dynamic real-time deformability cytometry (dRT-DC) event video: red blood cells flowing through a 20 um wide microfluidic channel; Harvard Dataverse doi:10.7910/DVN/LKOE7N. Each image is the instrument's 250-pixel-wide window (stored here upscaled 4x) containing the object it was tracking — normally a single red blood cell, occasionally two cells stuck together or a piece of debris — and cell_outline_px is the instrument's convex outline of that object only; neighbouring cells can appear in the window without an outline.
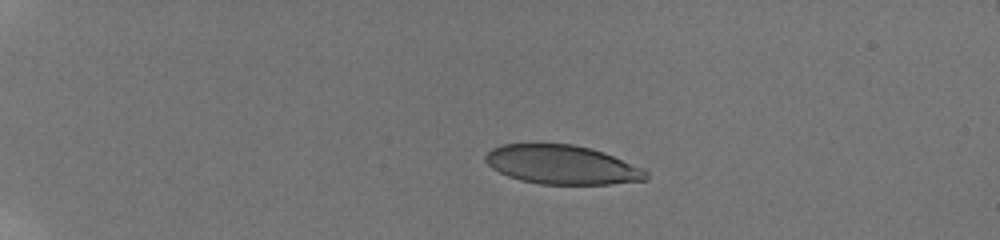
{"species": "human", "species_latin": "Homo sapiens", "temperature_condition": "room temperature", "stored_images_in_passage": 16, "camera_frame_rate_fps": 3000, "um_per_image_px": 0.085, "donor": {"sex": "male"}, "frame": {"image": 1, "passage_image": 7, "time_ms": 4.0, "image_size_px": [1000, 240], "cell_outline_px": [[648, 180], [612, 184], [540, 184], [520, 180], [508, 176], [492, 168], [484, 160], [484, 156], [492, 148], [504, 144], [572, 144], [592, 148], [604, 152], [644, 168], [648, 172]], "centroid_in_image_um": [47.8, 14.0], "position_along_channel_um": 37.2, "area_um2": 36.7}}
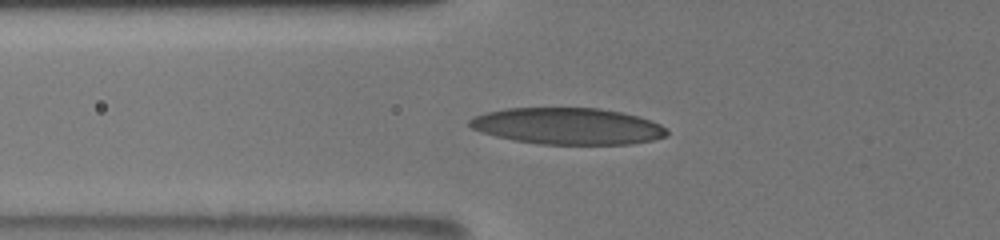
{"frame": {"image": 2, "passage_image": 12, "time_ms": 7.333, "image_size_px": [1000, 240], "cell_outline_px": [[668, 136], [652, 140], [632, 144], [540, 144], [512, 140], [480, 132], [472, 128], [468, 124], [468, 120], [476, 116], [488, 112], [504, 108], [600, 108], [620, 112], [652, 120], [660, 124], [668, 132]], "centroid_in_image_um": [48.25, 10.72], "position_along_channel_um": 77.5, "area_um2": 42.02}}
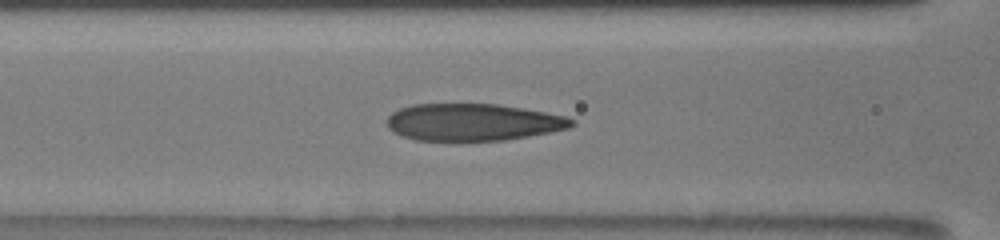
{"frame": {"image": 3, "passage_image": 14, "time_ms": 8.667, "image_size_px": [1000, 240], "cell_outline_px": [[576, 124], [568, 128], [528, 136], [504, 140], [416, 140], [392, 132], [388, 128], [388, 116], [392, 112], [400, 108], [412, 104], [496, 104], [544, 112], [564, 116], [576, 120]], "centroid_in_image_um": [40.18, 10.38], "position_along_channel_um": 126.4, "area_um2": 39.59}}